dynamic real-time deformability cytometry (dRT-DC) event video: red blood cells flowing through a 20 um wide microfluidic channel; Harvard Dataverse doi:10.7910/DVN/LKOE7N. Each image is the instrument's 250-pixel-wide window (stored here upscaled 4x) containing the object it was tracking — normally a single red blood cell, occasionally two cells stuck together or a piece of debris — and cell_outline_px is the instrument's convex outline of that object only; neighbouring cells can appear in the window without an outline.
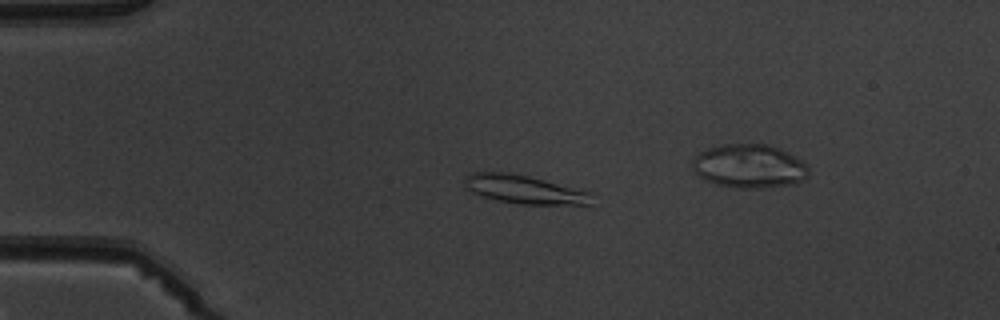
{"species": "common noctule bat (a hibernating species)", "species_latin": "Nyctalus noctula", "temperature_condition": "warm", "stored_images_in_passage": 6, "segment_of_instrument_passage": [1, 2], "camera_frame_rate_fps": 3000, "um_per_image_px": 0.085, "animal": {"sex": "male", "body_mass_g": 19.5, "forearm_length_mm": 54.6}, "frame": {"image": 1, "passage_image": 3, "time_ms": 2.333, "image_size_px": [1000, 320], "cell_outline_px": [[592, 204], [520, 204], [500, 200], [484, 196], [472, 192], [464, 184], [464, 176], [472, 172], [508, 172], [528, 176], [592, 192]], "centroid_in_image_um": [44.57, 16.09], "position_along_channel_um": 40.4, "area_um2": 20.87}}
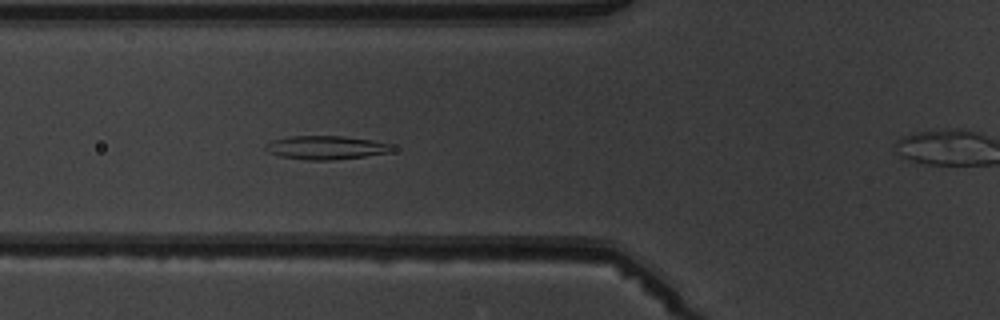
{"frame": {"image": 2, "passage_image": 5, "time_ms": 4.667, "image_size_px": [1000, 320], "cell_outline_px": [[396, 148], [392, 152], [364, 156], [328, 160], [308, 160], [280, 156], [268, 152], [264, 148], [272, 140], [292, 136], [344, 136], [372, 140], [388, 144]], "centroid_in_image_um": [27.72, 12.54], "position_along_channel_um": 98.1, "area_um2": 17.22}}